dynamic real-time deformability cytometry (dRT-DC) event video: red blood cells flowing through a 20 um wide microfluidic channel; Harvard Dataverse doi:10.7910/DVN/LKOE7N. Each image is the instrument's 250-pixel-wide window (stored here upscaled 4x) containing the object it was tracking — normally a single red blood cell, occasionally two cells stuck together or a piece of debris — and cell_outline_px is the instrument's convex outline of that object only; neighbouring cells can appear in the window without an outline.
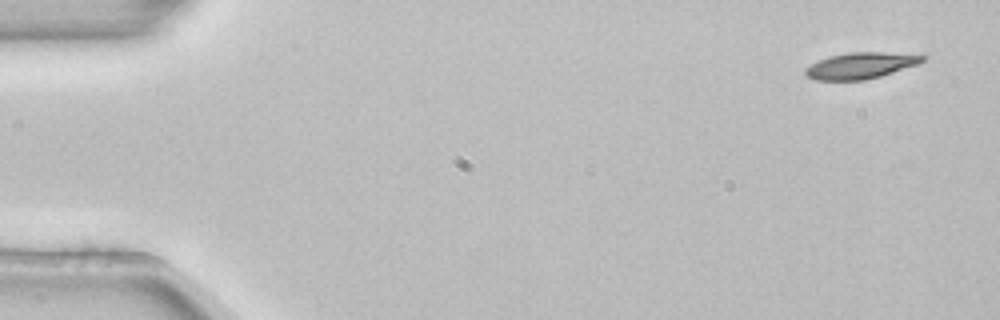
{"species": "common noctule bat (a hibernating species)", "species_latin": "Nyctalus noctula", "temperature_condition": "room temperature", "stored_images_in_passage": 5, "camera_frame_rate_fps": 3000, "um_per_image_px": 0.085, "animal": {"sex": "female", "body_mass_g": 22.7, "forearm_length_mm": 54.2}, "frame": {"image": 1, "passage_image": 1, "time_ms": 0.0, "image_size_px": [1000, 320], "cell_outline_px": [[928, 56], [920, 64], [880, 76], [864, 80], [816, 80], [808, 76], [804, 72], [804, 68], [828, 56], [848, 52], [884, 52]], "centroid_in_image_um": [73.17, 5.57], "position_along_channel_um": 11.8, "area_um2": 17.86}}